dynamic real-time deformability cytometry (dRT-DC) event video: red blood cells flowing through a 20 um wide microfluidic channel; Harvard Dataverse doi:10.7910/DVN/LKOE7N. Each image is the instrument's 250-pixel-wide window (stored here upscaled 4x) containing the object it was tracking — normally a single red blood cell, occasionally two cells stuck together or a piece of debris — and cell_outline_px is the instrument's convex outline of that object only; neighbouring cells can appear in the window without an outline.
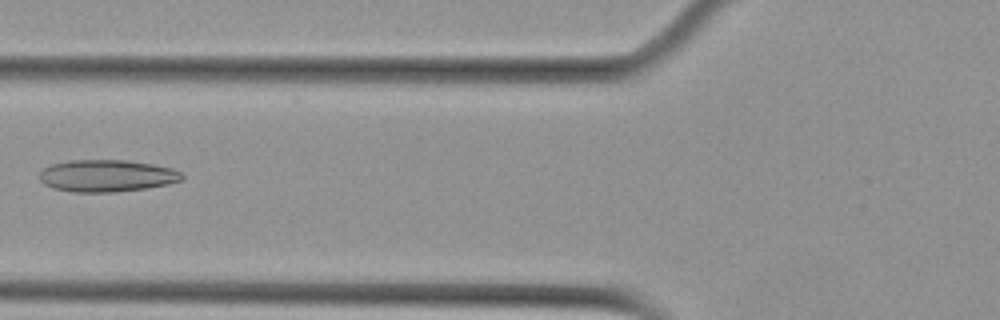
{"species": "Egyptian fruit bat (a non-hibernating species)", "species_latin": "Rousettus aegyptiacus", "temperature_condition": "cold", "stored_images_in_passage": 3, "camera_frame_rate_fps": 3000, "um_per_image_px": 0.085, "animal": {"sex": "female"}, "frame": {"image": 1, "passage_image": 2, "time_ms": 1.0, "image_size_px": [1000, 320], "cell_outline_px": [[184, 180], [168, 184], [144, 188], [112, 192], [72, 192], [52, 188], [44, 184], [40, 180], [40, 172], [44, 168], [52, 164], [72, 160], [124, 160], [152, 164], [172, 168], [180, 172], [184, 176]], "centroid_in_image_um": [9.08, 14.94], "position_along_channel_um": 116.7, "area_um2": 26.53}}